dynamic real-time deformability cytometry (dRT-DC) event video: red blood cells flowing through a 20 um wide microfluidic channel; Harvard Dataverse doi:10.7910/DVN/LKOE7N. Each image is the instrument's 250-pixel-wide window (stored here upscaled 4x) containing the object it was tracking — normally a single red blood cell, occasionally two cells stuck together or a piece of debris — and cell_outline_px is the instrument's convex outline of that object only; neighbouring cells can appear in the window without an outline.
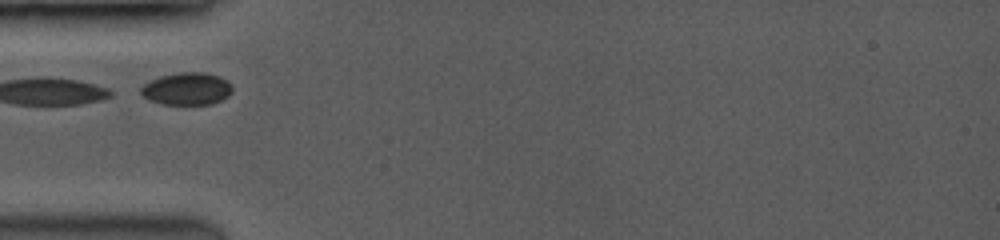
{"species": "common noctule bat (a hibernating species)", "species_latin": "Nyctalus noctula", "temperature_condition": "room temperature", "stored_images_in_passage": 22, "camera_frame_rate_fps": 3500, "um_per_image_px": 0.085, "animal": {"sex": "female", "body_mass_g": 19.0, "forearm_length_mm": 53.3}, "frame": {"image": 1, "passage_image": 1, "time_ms": 0.0, "image_size_px": [1000, 240], "cell_outline_px": [[232, 92], [228, 96], [212, 104], [164, 104], [152, 100], [144, 96], [140, 92], [140, 88], [144, 84], [160, 76], [180, 72], [204, 72], [220, 76], [232, 88]], "centroid_in_image_um": [15.89, 7.54], "position_along_channel_um": 69.1, "area_um2": 16.99}}